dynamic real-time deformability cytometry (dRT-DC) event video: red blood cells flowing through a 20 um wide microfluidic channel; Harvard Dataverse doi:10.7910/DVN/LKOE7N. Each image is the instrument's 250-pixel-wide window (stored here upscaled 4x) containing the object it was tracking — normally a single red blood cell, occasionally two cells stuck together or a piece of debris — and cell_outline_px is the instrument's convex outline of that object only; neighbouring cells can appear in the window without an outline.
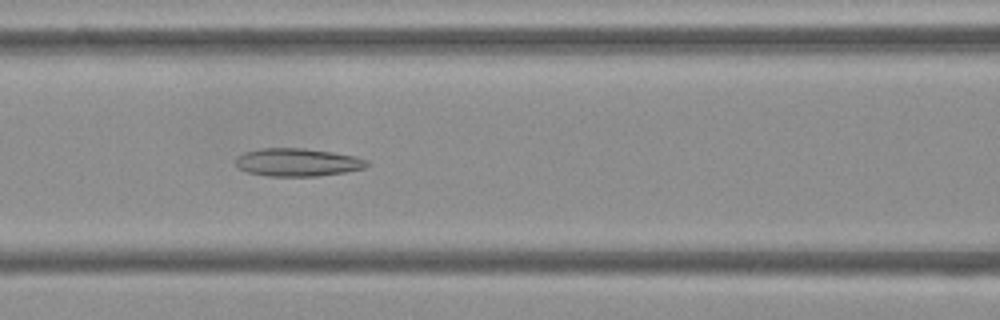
{"species": "Egyptian fruit bat (a non-hibernating species)", "species_latin": "Rousettus aegyptiacus", "temperature_condition": "cold", "stored_images_in_passage": 36, "camera_frame_rate_fps": 3000, "um_per_image_px": 0.085, "frame": {"image": 1, "passage_image": 8, "time_ms": 2.333, "image_size_px": [1000, 320], "cell_outline_px": [[368, 164], [364, 168], [344, 172], [316, 176], [268, 176], [248, 172], [240, 168], [236, 164], [236, 156], [244, 152], [260, 148], [304, 148], [332, 152], [356, 156], [368, 160]], "centroid_in_image_um": [25.28, 13.78], "position_along_channel_um": 141.3, "area_um2": 21.33}}
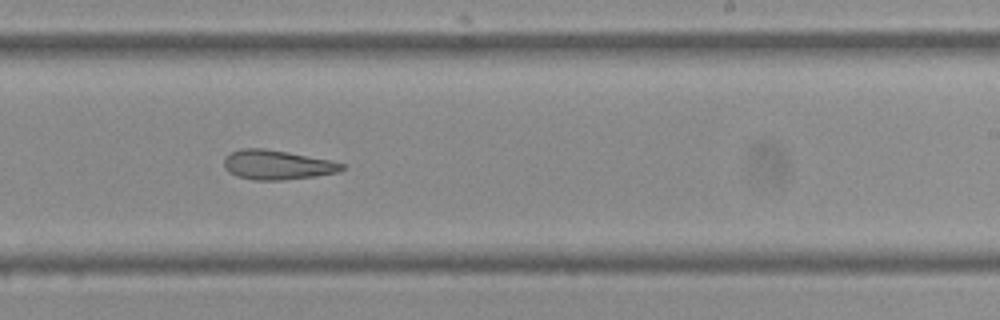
{"frame": {"image": 2, "passage_image": 18, "time_ms": 5.667, "image_size_px": [1000, 320], "cell_outline_px": [[344, 168], [340, 172], [316, 176], [284, 180], [252, 180], [236, 176], [228, 172], [224, 168], [224, 156], [228, 152], [240, 148], [264, 148], [288, 152], [332, 160], [344, 164]], "centroid_in_image_um": [23.52, 14.01], "position_along_channel_um": 265.5, "area_um2": 20.63}}
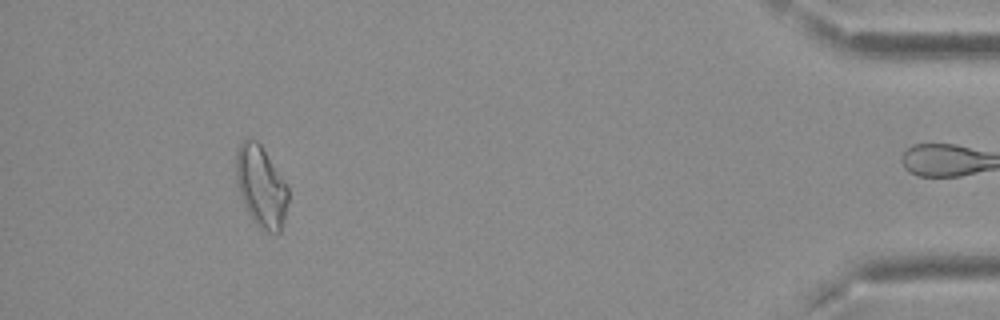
{"frame": {"image": 3, "passage_image": 35, "time_ms": 11.333, "image_size_px": [1000, 320], "cell_outline_px": [[288, 200], [284, 220], [280, 232], [268, 232], [260, 228], [252, 220], [240, 196], [236, 184], [236, 148], [244, 140], [256, 140], [260, 144], [288, 184]], "centroid_in_image_um": [22.19, 15.85], "position_along_channel_um": 413.0, "area_um2": 24.74}, "authors_computed_cell_mechanics": {"area_um2": 21.3571, "velocity_mm_per_s": 3.7321, "shape_relaxation_time_tau1_ms": null, "shape_relaxation_time_tau2_ms": 5.8989, "deformation_change_tau1": null, "deformation_change_tau2": 0.1632}}